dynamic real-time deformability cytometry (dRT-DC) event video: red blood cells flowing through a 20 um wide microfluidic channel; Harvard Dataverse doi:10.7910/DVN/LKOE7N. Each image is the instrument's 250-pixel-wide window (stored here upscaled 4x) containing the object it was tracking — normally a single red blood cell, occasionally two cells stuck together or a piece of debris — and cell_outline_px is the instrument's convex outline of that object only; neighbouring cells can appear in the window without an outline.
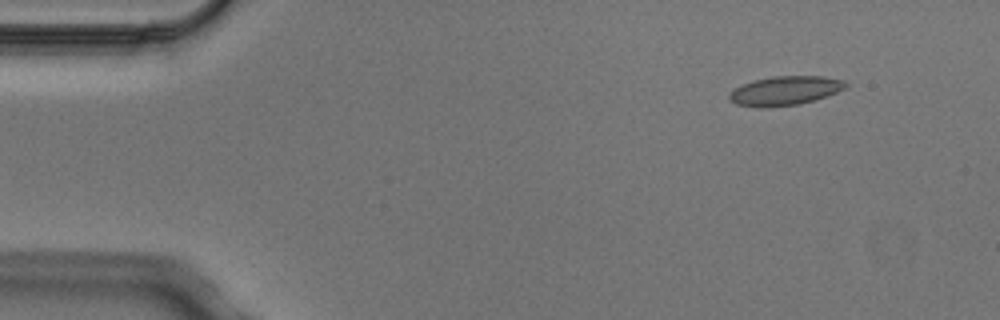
{"species": "Egyptian fruit bat (a non-hibernating species)", "species_latin": "Rousettus aegyptiacus", "temperature_condition": "cold", "stored_images_in_passage": 4, "camera_frame_rate_fps": 3000, "um_per_image_px": 0.085, "animal": {"sex": "male"}, "frame": {"image": 1, "passage_image": 1, "time_ms": 0.0, "image_size_px": [1000, 320], "cell_outline_px": [[848, 84], [844, 88], [836, 92], [800, 104], [764, 108], [760, 108], [736, 104], [728, 100], [728, 96], [736, 88], [744, 84], [756, 80], [772, 76], [824, 76], [844, 80]], "centroid_in_image_um": [66.71, 7.71], "position_along_channel_um": 18.3, "area_um2": 19.54}}
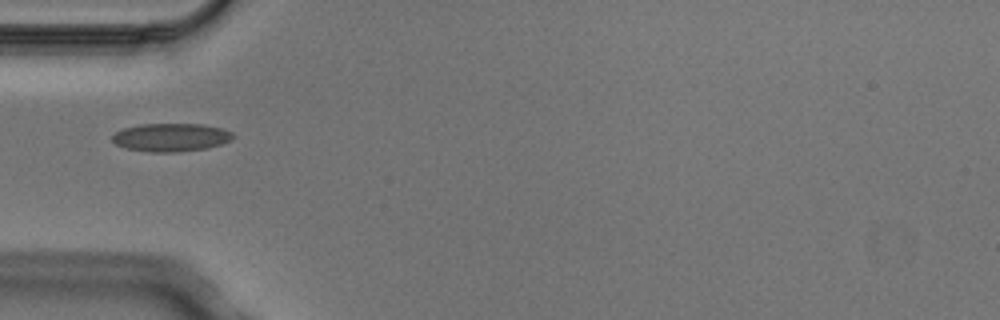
{"frame": {"image": 2, "passage_image": 4, "time_ms": 1.0, "image_size_px": [1000, 320], "cell_outline_px": [[236, 136], [232, 140], [208, 148], [176, 152], [148, 152], [128, 148], [116, 144], [112, 140], [112, 136], [116, 132], [124, 128], [140, 124], [204, 124], [220, 128], [232, 132]], "centroid_in_image_um": [14.56, 11.67], "position_along_channel_um": 70.4, "area_um2": 19.83}}